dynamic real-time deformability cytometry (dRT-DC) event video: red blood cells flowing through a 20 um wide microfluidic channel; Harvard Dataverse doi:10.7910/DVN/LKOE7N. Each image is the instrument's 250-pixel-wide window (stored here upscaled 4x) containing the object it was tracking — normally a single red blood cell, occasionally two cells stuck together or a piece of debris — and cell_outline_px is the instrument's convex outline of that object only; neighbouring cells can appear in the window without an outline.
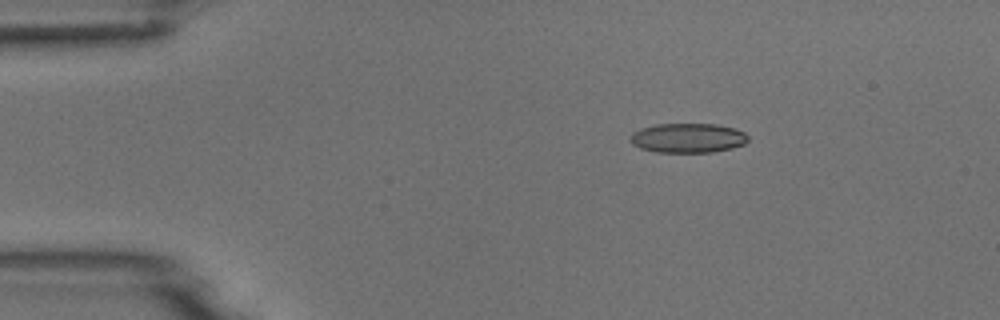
{"species": "common noctule bat (a hibernating species)", "species_latin": "Nyctalus noctula", "temperature_condition": "room temperature", "stored_images_in_passage": 3, "camera_frame_rate_fps": 3000, "um_per_image_px": 0.085, "animal": {"sex": "male", "body_mass_g": 18.8}, "frame": {"image": 1, "passage_image": 1, "time_ms": 0.0, "image_size_px": [1000, 320], "cell_outline_px": [[748, 140], [744, 144], [732, 148], [712, 152], [656, 152], [640, 148], [632, 144], [628, 140], [632, 132], [640, 128], [656, 124], [716, 124], [736, 128], [744, 132], [748, 136]], "centroid_in_image_um": [58.45, 11.72], "position_along_channel_um": 26.6, "area_um2": 20.46}}